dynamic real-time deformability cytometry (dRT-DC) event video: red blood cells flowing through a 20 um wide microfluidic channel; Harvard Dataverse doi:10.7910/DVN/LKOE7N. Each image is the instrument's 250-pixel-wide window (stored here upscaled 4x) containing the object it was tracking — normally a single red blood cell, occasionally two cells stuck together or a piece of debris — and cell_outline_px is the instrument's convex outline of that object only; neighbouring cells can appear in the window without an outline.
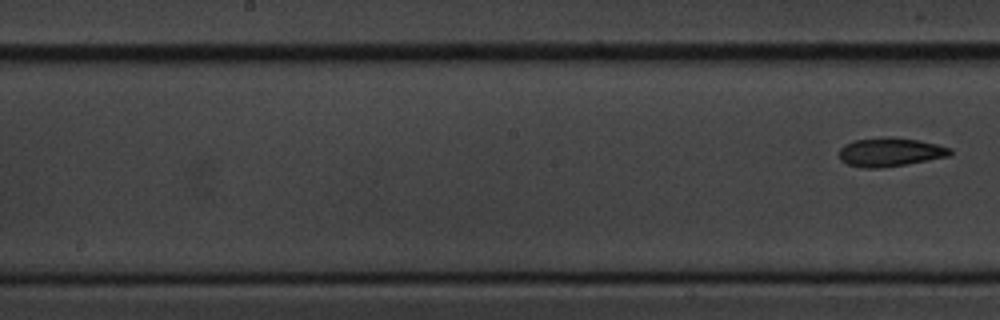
{"species": "common noctule bat (a hibernating species)", "species_latin": "Nyctalus noctula", "temperature_condition": "cold", "stored_images_in_passage": 9, "segment_of_instrument_passage": [2, 2], "camera_frame_rate_fps": 3000, "um_per_image_px": 0.085, "animal": {"sex": "male", "body_mass_g": 20.1, "forearm_length_mm": 53.5}, "frame": {"image": 1, "passage_image": 9, "time_ms": 10.333, "image_size_px": [1000, 320], "cell_outline_px": [[952, 152], [948, 156], [908, 164], [880, 168], [860, 168], [848, 164], [840, 160], [840, 148], [844, 144], [852, 140], [892, 136], [916, 140], [936, 144], [952, 148]], "centroid_in_image_um": [75.63, 12.93], "position_along_channel_um": 172.6, "area_um2": 18.67}}